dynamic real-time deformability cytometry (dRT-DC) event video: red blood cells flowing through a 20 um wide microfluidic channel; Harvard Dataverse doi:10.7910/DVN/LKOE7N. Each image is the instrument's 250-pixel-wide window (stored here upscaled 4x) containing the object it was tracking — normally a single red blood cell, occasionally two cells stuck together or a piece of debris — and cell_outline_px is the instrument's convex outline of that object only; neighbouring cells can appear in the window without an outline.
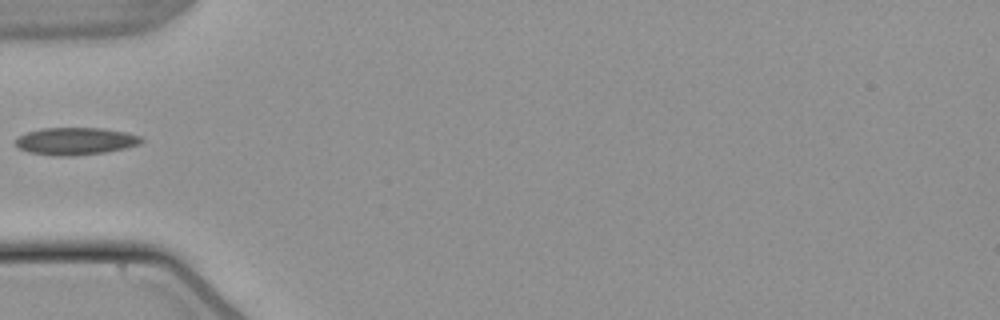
{"species": "common noctule bat (a hibernating species)", "species_latin": "Nyctalus noctula", "temperature_condition": "warm", "stored_images_in_passage": 23, "camera_frame_rate_fps": 3000, "um_per_image_px": 0.085, "animal": {"sex": "male", "body_mass_g": 21.5, "forearm_length_mm": 52.0}, "frame": {"image": 1, "passage_image": 1, "time_ms": 0.0, "image_size_px": [1000, 320], "cell_outline_px": [[144, 140], [140, 144], [124, 148], [104, 152], [76, 156], [56, 156], [28, 152], [20, 148], [16, 144], [16, 140], [20, 136], [28, 132], [40, 128], [104, 128], [124, 132], [140, 136]], "centroid_in_image_um": [6.43, 12.0], "position_along_channel_um": 78.6, "area_um2": 19.94}}